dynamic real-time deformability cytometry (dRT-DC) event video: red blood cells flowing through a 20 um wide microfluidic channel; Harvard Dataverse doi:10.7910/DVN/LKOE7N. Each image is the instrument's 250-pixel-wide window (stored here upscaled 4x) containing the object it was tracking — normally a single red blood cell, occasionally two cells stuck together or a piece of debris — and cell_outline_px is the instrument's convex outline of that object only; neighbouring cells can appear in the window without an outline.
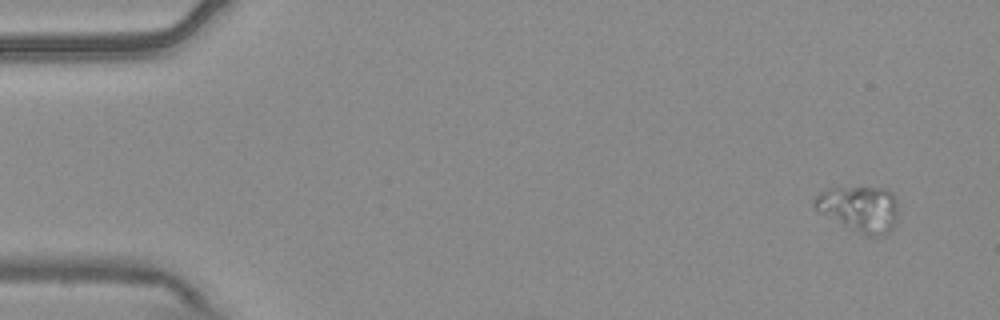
{"species": "common noctule bat (a hibernating species)", "species_latin": "Nyctalus noctula", "temperature_condition": "warm", "stored_images_in_passage": 3, "camera_frame_rate_fps": 3000, "um_per_image_px": 0.085, "animal": {"sex": "male", "body_mass_g": 20.4}, "frame": {"image": 1, "passage_image": 1, "time_ms": 0.0, "image_size_px": [1000, 320], "cell_outline_px": [[896, 220], [892, 228], [884, 236], [868, 236], [820, 212], [812, 204], [812, 200], [820, 192], [828, 188], [884, 188], [892, 192], [896, 200]], "centroid_in_image_um": [73.07, 17.73], "position_along_channel_um": 11.9, "area_um2": 21.85}}